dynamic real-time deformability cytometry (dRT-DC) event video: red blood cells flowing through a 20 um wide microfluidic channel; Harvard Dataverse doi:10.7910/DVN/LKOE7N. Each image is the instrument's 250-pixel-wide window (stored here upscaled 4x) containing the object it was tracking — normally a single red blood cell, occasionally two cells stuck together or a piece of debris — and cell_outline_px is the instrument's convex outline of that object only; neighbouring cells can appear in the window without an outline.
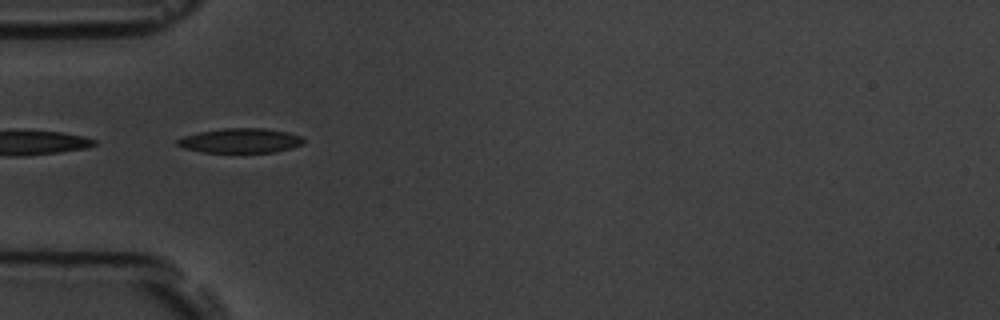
{"species": "common noctule bat (a hibernating species)", "species_latin": "Nyctalus noctula", "temperature_condition": "room temperature", "stored_images_in_passage": 11, "camera_frame_rate_fps": 3000, "um_per_image_px": 0.085, "animal": {"sex": "male", "body_mass_g": 19.5, "forearm_length_mm": 54.6}, "frame": {"image": 1, "passage_image": 1, "time_ms": 0.0, "image_size_px": [1000, 320], "cell_outline_px": [[304, 144], [292, 148], [276, 152], [200, 152], [184, 148], [176, 144], [176, 140], [184, 136], [200, 132], [224, 128], [264, 128], [288, 132], [304, 136]], "centroid_in_image_um": [20.48, 11.95], "position_along_channel_um": 64.5, "area_um2": 18.21}}
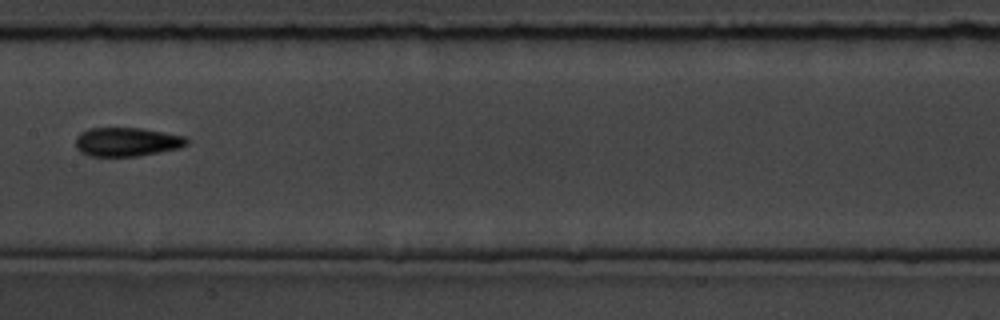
{"frame": {"image": 2, "passage_image": 4, "time_ms": 3.667, "image_size_px": [1000, 320], "cell_outline_px": [[188, 144], [180, 148], [136, 156], [88, 156], [80, 152], [76, 148], [76, 136], [80, 132], [88, 128], [140, 128], [164, 132], [184, 136], [188, 140]], "centroid_in_image_um": [10.75, 12.06], "position_along_channel_um": 196.7, "area_um2": 18.73}}
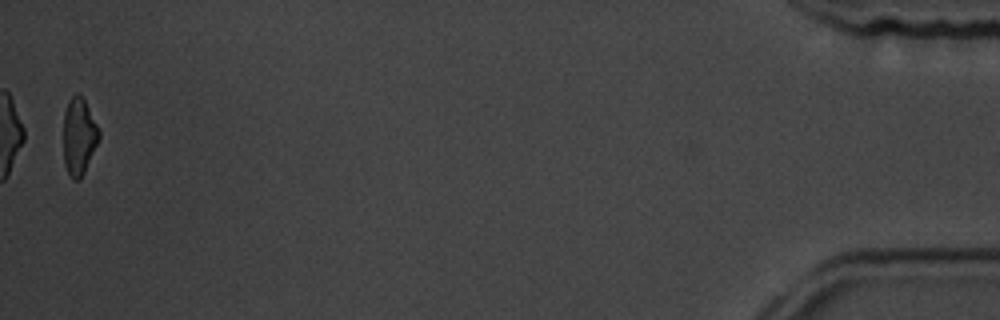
{"frame": {"image": 3, "passage_image": 11, "time_ms": 12.667, "image_size_px": [1000, 320], "cell_outline_px": [[100, 136], [84, 172], [80, 180], [72, 180], [64, 164], [64, 112], [68, 100], [76, 92], [80, 92], [100, 132]], "centroid_in_image_um": [6.69, 11.58], "position_along_channel_um": 428.5, "area_um2": 15.78}}